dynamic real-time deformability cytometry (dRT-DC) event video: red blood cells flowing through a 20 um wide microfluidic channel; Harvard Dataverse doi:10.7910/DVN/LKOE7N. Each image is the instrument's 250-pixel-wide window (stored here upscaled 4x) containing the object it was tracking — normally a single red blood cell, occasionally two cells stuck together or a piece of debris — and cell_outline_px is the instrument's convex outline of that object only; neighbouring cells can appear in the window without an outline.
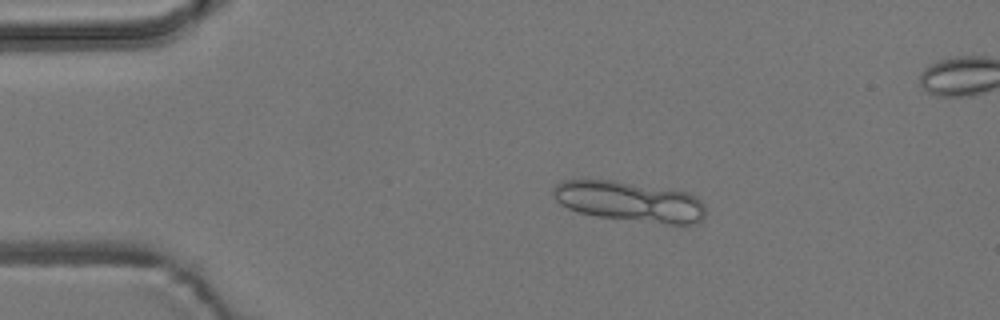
{"species": "common noctule bat (a hibernating species)", "species_latin": "Nyctalus noctula", "temperature_condition": "room temperature", "stored_images_in_passage": 6, "camera_frame_rate_fps": 3000, "um_per_image_px": 0.085, "animal": {"sex": "male", "body_mass_g": 19.2, "forearm_length_mm": 51.8}, "frame": {"image": 1, "passage_image": 3, "time_ms": 2.333, "image_size_px": [1000, 320], "cell_outline_px": [[704, 220], [692, 224], [668, 224], [596, 216], [580, 212], [568, 208], [560, 204], [552, 196], [552, 188], [556, 184], [564, 180], [612, 180], [688, 192], [696, 196], [704, 204]], "centroid_in_image_um": [53.51, 17.13], "position_along_channel_um": 31.5, "area_um2": 35.72}}